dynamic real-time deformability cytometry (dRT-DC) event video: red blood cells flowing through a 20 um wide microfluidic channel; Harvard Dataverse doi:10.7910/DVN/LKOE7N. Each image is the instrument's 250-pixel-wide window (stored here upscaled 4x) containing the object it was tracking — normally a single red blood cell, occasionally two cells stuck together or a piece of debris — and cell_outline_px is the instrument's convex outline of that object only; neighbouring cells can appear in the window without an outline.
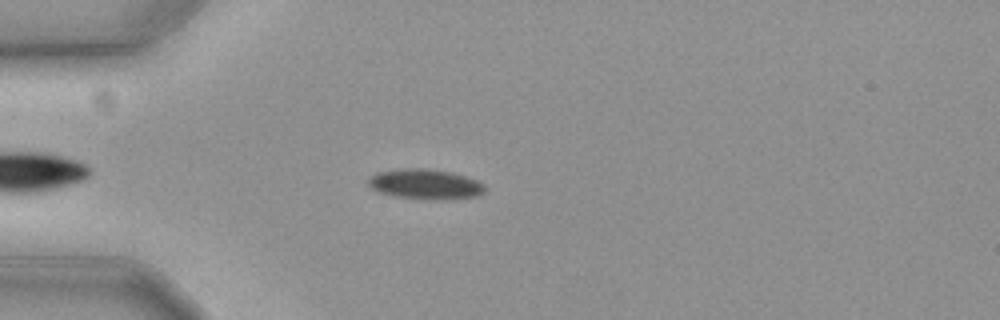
{"species": "common noctule bat (a hibernating species)", "species_latin": "Nyctalus noctula", "temperature_condition": "cold", "stored_images_in_passage": 37, "camera_frame_rate_fps": 3000, "um_per_image_px": 0.085, "animal": {"sex": "female", "body_mass_g": 19.3, "forearm_length_mm": 54.1}, "frame": {"image": 1, "passage_image": 6, "time_ms": 1.667, "image_size_px": [1000, 320], "cell_outline_px": [[484, 192], [476, 196], [436, 200], [396, 196], [380, 192], [372, 188], [368, 184], [368, 176], [376, 172], [400, 168], [424, 168], [452, 172], [476, 180], [484, 184]], "centroid_in_image_um": [36.11, 15.63], "position_along_channel_um": 48.9, "area_um2": 20.35}}
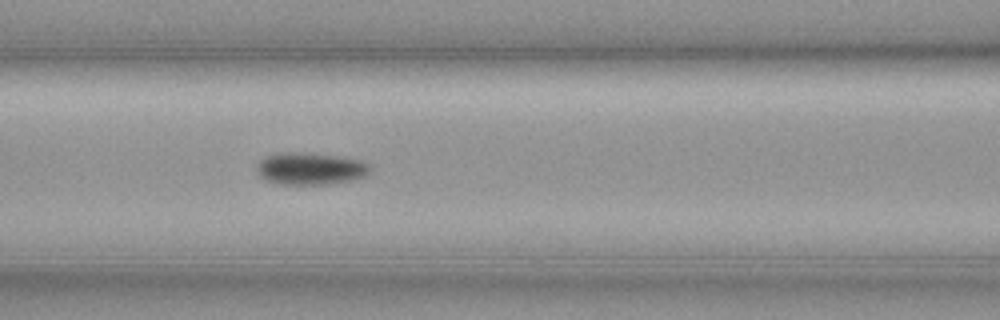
{"frame": {"image": 2, "passage_image": 15, "time_ms": 4.667, "image_size_px": [1000, 320], "cell_outline_px": [[372, 168], [364, 176], [352, 180], [328, 184], [276, 184], [264, 180], [256, 172], [256, 164], [268, 156], [336, 156], [360, 160], [368, 164]], "centroid_in_image_um": [26.41, 14.42], "position_along_channel_um": 140.2, "area_um2": 19.94}}
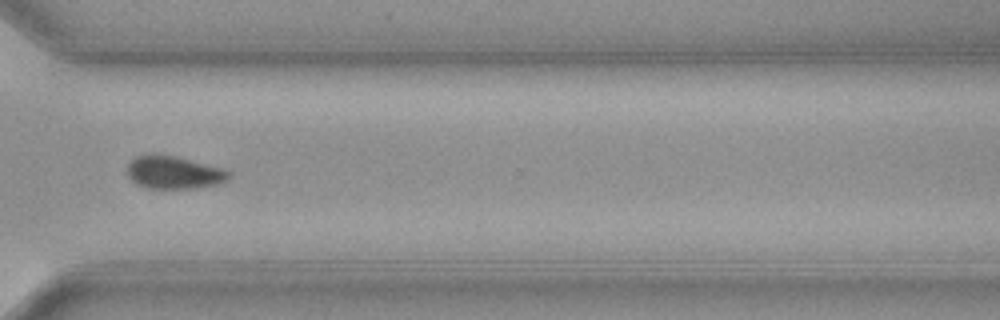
{"frame": {"image": 3, "passage_image": 33, "time_ms": 10.667, "image_size_px": [1000, 320], "cell_outline_px": [[232, 176], [228, 180], [216, 184], [196, 188], [148, 188], [136, 184], [128, 176], [128, 164], [136, 156], [148, 152], [152, 152], [172, 156], [224, 168], [232, 172]], "centroid_in_image_um": [14.78, 14.64], "position_along_channel_um": 355.8, "area_um2": 19.59}}